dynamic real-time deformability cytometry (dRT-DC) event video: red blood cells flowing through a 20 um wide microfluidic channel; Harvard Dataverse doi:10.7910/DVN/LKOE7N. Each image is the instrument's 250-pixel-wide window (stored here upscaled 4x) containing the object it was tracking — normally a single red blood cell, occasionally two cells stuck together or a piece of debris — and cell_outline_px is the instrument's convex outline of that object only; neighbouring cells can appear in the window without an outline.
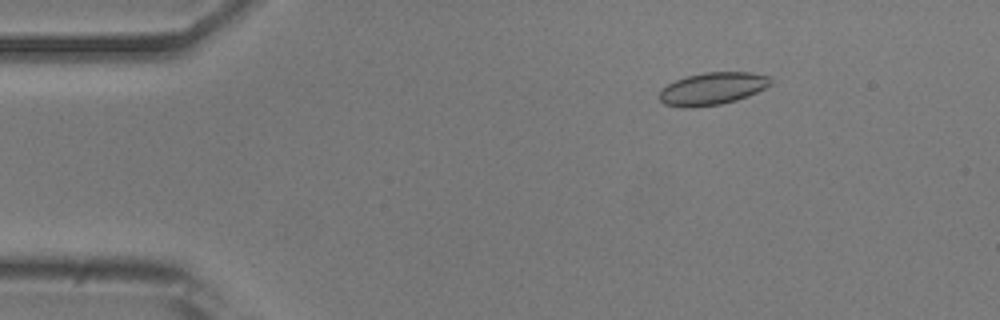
{"species": "common noctule bat (a hibernating species)", "species_latin": "Nyctalus noctula", "temperature_condition": "room temperature", "stored_images_in_passage": 18, "camera_frame_rate_fps": 3000, "um_per_image_px": 0.085, "animal": {"sex": "male", "body_mass_g": 20.5, "forearm_length_mm": 52.5}, "frame": {"image": 1, "passage_image": 8, "time_ms": 2.333, "image_size_px": [1000, 320], "cell_outline_px": [[772, 84], [748, 96], [736, 100], [720, 104], [692, 108], [684, 108], [664, 104], [660, 100], [660, 88], [676, 80], [688, 76], [704, 72], [752, 72], [772, 76]], "centroid_in_image_um": [60.57, 7.53], "position_along_channel_um": 24.4, "area_um2": 21.15}}
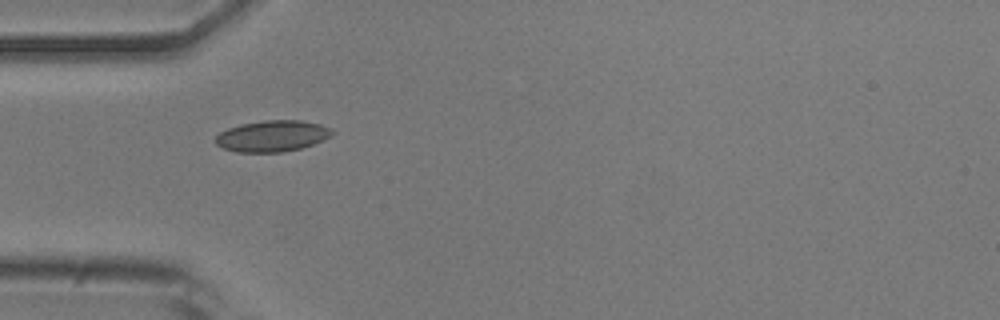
{"frame": {"image": 2, "passage_image": 16, "time_ms": 5.0, "image_size_px": [1000, 320], "cell_outline_px": [[336, 132], [324, 140], [300, 148], [280, 152], [236, 152], [224, 148], [216, 144], [212, 140], [220, 132], [228, 128], [240, 124], [264, 120], [300, 120], [320, 124], [332, 128]], "centroid_in_image_um": [23.14, 11.55], "position_along_channel_um": 61.9, "area_um2": 21.33}}